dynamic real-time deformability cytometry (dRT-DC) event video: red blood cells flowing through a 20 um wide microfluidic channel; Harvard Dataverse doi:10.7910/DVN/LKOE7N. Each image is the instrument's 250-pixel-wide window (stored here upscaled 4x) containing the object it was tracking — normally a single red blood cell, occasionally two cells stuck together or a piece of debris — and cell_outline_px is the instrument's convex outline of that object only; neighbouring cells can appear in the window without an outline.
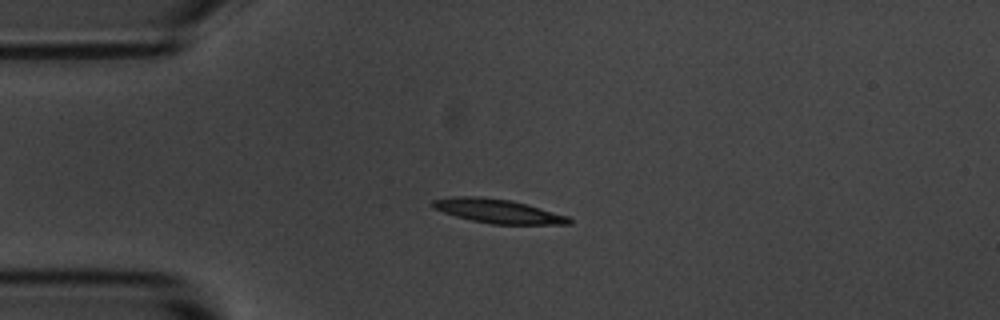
{"species": "common noctule bat (a hibernating species)", "species_latin": "Nyctalus noctula", "temperature_condition": "room temperature", "stored_images_in_passage": 2, "camera_frame_rate_fps": 3000, "um_per_image_px": 0.085, "animal": {"sex": "male", "body_mass_g": 20.1, "forearm_length_mm": 53.5}, "frame": {"image": 1, "passage_image": 1, "time_ms": 0.0, "image_size_px": [1000, 320], "cell_outline_px": [[572, 224], [492, 224], [472, 220], [456, 216], [432, 208], [432, 200], [452, 196], [480, 196], [512, 200], [568, 216], [572, 220]], "centroid_in_image_um": [42.3, 17.93], "position_along_channel_um": 42.7, "area_um2": 19.02}}